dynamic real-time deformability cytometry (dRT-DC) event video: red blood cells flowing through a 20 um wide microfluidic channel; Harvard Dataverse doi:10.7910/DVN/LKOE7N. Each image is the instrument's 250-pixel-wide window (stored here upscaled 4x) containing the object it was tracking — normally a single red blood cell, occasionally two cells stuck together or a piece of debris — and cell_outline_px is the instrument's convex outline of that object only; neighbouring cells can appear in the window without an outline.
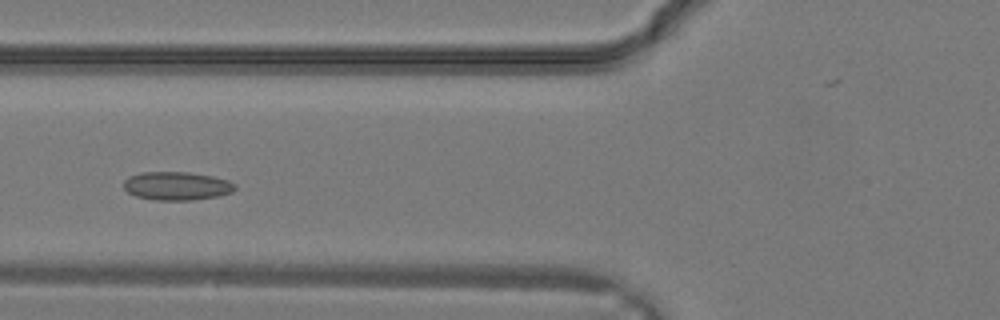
{"species": "common noctule bat (a hibernating species)", "species_latin": "Nyctalus noctula", "temperature_condition": "warm", "stored_images_in_passage": 26, "camera_frame_rate_fps": 3000, "um_per_image_px": 0.085, "animal": {"sex": "male", "body_mass_g": 19.2, "forearm_length_mm": 51.8}, "frame": {"image": 1, "passage_image": 6, "time_ms": 1.667, "image_size_px": [1000, 320], "cell_outline_px": [[236, 188], [232, 192], [220, 196], [192, 200], [156, 200], [136, 196], [128, 192], [124, 188], [124, 180], [128, 176], [144, 172], [188, 172], [212, 176], [228, 180], [236, 184]], "centroid_in_image_um": [15.04, 15.8], "position_along_channel_um": 110.8, "area_um2": 18.5}}
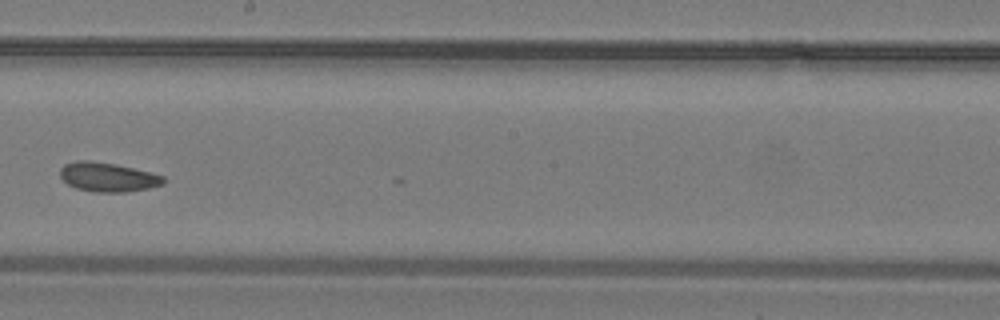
{"frame": {"image": 2, "passage_image": 12, "time_ms": 3.667, "image_size_px": [1000, 320], "cell_outline_px": [[164, 184], [148, 188], [124, 192], [96, 192], [76, 188], [68, 184], [60, 176], [60, 168], [64, 164], [76, 160], [88, 160], [116, 164], [164, 176]], "centroid_in_image_um": [9.13, 15.04], "position_along_channel_um": 239.1, "area_um2": 17.46}}
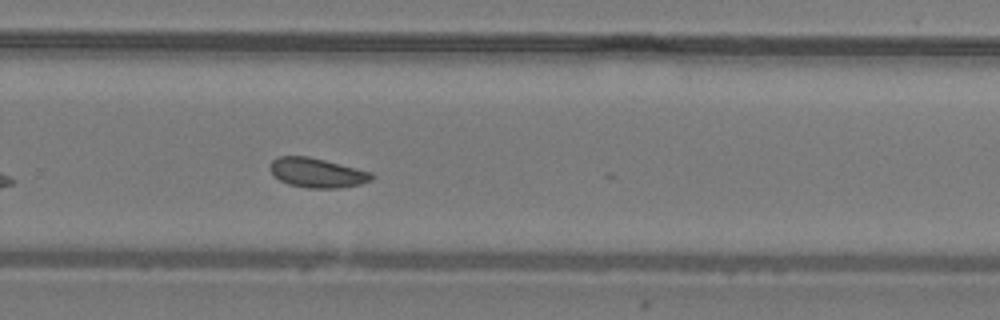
{"frame": {"image": 3, "passage_image": 15, "time_ms": 4.667, "image_size_px": [1000, 320], "cell_outline_px": [[372, 180], [360, 184], [340, 188], [308, 188], [288, 184], [280, 180], [268, 168], [272, 160], [276, 156], [308, 156], [372, 172]], "centroid_in_image_um": [26.93, 14.68], "position_along_channel_um": 302.9, "area_um2": 17.4}}